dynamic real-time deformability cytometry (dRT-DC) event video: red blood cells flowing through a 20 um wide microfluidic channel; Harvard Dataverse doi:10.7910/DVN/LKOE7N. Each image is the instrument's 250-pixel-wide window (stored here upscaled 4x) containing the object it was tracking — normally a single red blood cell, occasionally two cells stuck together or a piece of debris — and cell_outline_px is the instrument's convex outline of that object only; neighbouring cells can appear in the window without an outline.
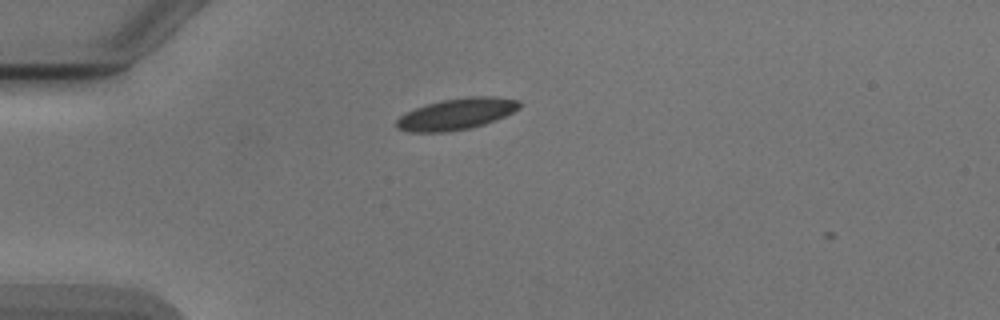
{"species": "Egyptian fruit bat (a non-hibernating species)", "species_latin": "Rousettus aegyptiacus", "temperature_condition": "cold", "stored_images_in_passage": 2, "camera_frame_rate_fps": 3000, "um_per_image_px": 0.085, "animal": {"sex": "male"}, "frame": {"image": 1, "passage_image": 1, "time_ms": 0.0, "image_size_px": [1000, 320], "cell_outline_px": [[520, 108], [496, 120], [484, 124], [468, 128], [444, 132], [412, 132], [396, 128], [396, 120], [404, 112], [440, 100], [468, 96], [496, 96], [520, 100]], "centroid_in_image_um": [38.8, 9.67], "position_along_channel_um": 46.2, "area_um2": 22.48}}